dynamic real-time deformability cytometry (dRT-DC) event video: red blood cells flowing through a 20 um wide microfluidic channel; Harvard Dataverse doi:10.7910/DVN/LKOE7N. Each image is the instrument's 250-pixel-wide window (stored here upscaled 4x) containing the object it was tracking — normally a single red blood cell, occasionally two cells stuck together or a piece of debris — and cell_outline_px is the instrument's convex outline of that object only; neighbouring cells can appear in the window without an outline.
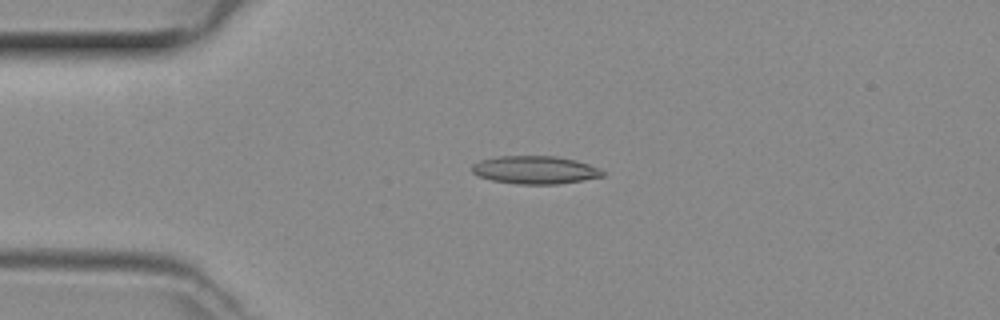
{"species": "common noctule bat (a hibernating species)", "species_latin": "Nyctalus noctula", "temperature_condition": "room temperature", "stored_images_in_passage": 38, "camera_frame_rate_fps": 3000, "um_per_image_px": 0.085, "animal": {"sex": "female", "body_mass_g": 29.2, "forearm_length_mm": 56.3}, "frame": {"image": 1, "passage_image": 1, "time_ms": 0.0, "image_size_px": [1000, 320], "cell_outline_px": [[604, 176], [556, 184], [516, 184], [492, 180], [480, 176], [472, 172], [472, 164], [480, 160], [496, 156], [556, 156], [576, 160], [600, 168], [604, 172]], "centroid_in_image_um": [45.47, 14.43], "position_along_channel_um": 39.5, "area_um2": 21.21}}
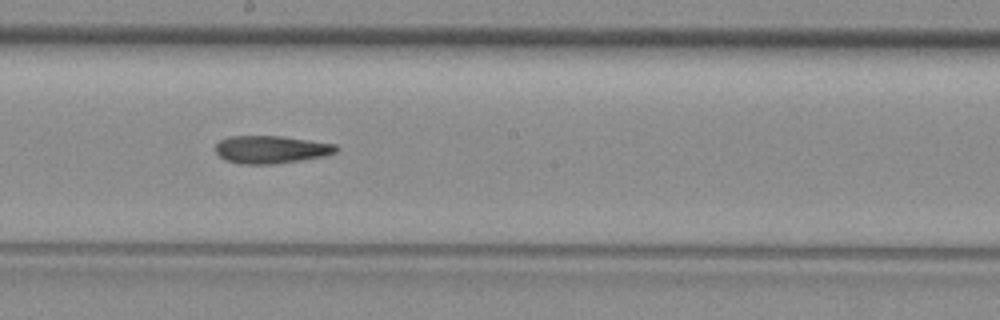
{"frame": {"image": 2, "passage_image": 16, "time_ms": 5.0, "image_size_px": [1000, 320], "cell_outline_px": [[340, 148], [336, 152], [324, 156], [300, 160], [272, 164], [240, 164], [224, 160], [216, 152], [216, 144], [220, 140], [228, 136], [280, 136], [336, 144]], "centroid_in_image_um": [23.03, 12.71], "position_along_channel_um": 225.2, "area_um2": 19.48}}
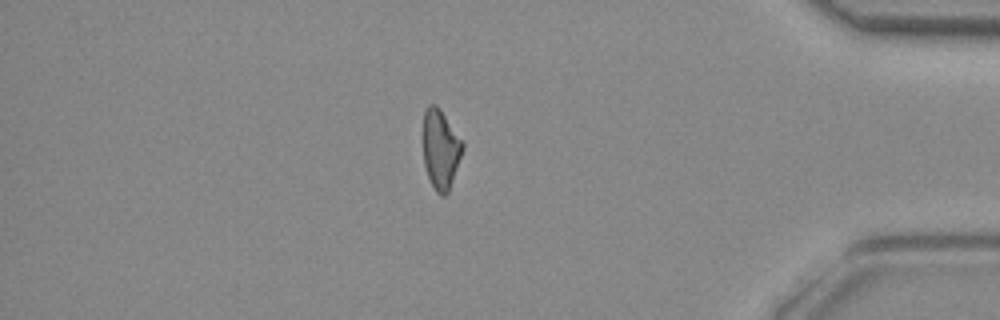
{"frame": {"image": 3, "passage_image": 31, "time_ms": 10.0, "image_size_px": [1000, 320], "cell_outline_px": [[464, 148], [448, 192], [444, 196], [440, 196], [436, 192], [428, 176], [424, 164], [424, 112], [428, 104], [436, 104], [440, 108], [464, 144]], "centroid_in_image_um": [37.45, 12.68], "position_along_channel_um": 397.7, "area_um2": 18.03}}